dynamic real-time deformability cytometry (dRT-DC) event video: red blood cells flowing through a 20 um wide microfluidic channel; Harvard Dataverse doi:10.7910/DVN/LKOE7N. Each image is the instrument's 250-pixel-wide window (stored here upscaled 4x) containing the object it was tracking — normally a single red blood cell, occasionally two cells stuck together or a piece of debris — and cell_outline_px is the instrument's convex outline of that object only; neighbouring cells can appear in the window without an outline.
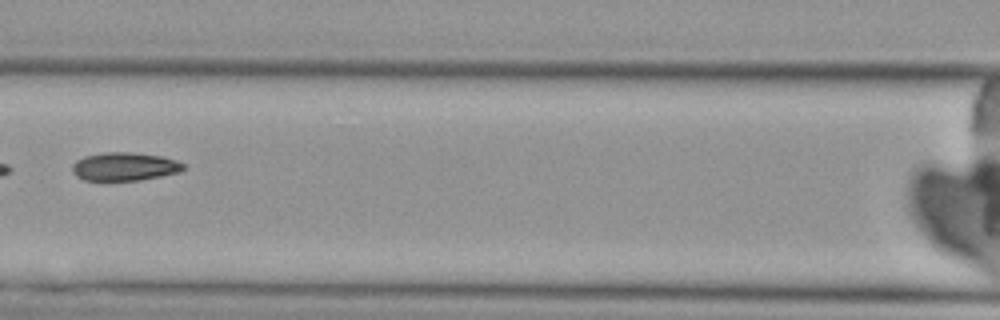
{"species": "Egyptian fruit bat (a non-hibernating species)", "species_latin": "Rousettus aegyptiacus", "temperature_condition": "cold", "stored_images_in_passage": 8, "camera_frame_rate_fps": 3000, "um_per_image_px": 0.085, "animal": {"sex": "female"}, "frame": {"image": 1, "passage_image": 8, "time_ms": 8.667, "image_size_px": [1000, 320], "cell_outline_px": [[184, 168], [180, 172], [140, 180], [104, 184], [84, 180], [76, 176], [72, 172], [72, 164], [76, 160], [84, 156], [104, 152], [132, 152], [160, 156], [176, 160], [184, 164]], "centroid_in_image_um": [10.5, 14.2], "position_along_channel_um": 156.1, "area_um2": 19.13}}